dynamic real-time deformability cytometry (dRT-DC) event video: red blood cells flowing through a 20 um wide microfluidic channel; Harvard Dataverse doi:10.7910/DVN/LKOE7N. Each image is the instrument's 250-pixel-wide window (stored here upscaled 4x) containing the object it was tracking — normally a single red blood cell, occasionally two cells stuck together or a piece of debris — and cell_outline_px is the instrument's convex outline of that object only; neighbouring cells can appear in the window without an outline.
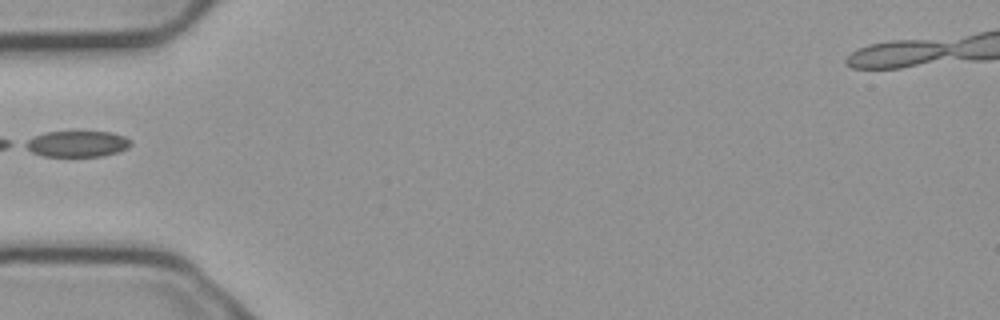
{"species": "common noctule bat (a hibernating species)", "species_latin": "Nyctalus noctula", "temperature_condition": "cold", "stored_images_in_passage": 21, "camera_frame_rate_fps": 3000, "um_per_image_px": 0.085, "animal": {"sex": "male", "body_mass_g": 23.1, "forearm_length_mm": 52.7}, "frame": {"image": 1, "passage_image": 1, "time_ms": 0.0, "image_size_px": [1000, 320], "cell_outline_px": [[132, 144], [128, 148], [116, 152], [100, 156], [44, 156], [32, 152], [20, 144], [44, 132], [112, 132], [124, 136], [132, 140]], "centroid_in_image_um": [6.56, 12.22], "position_along_channel_um": 78.4, "area_um2": 15.95}}
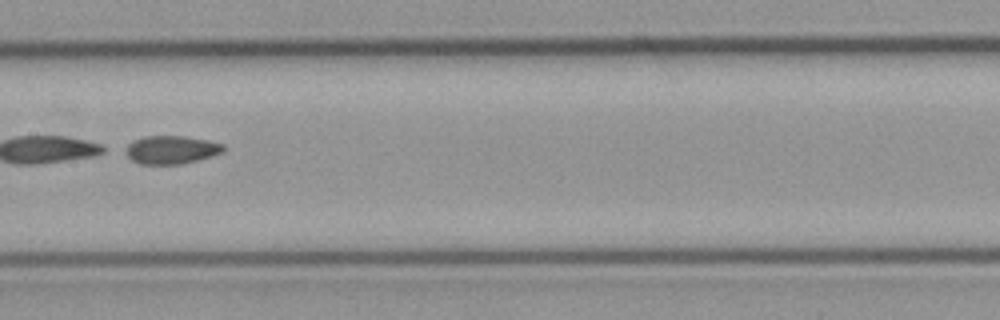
{"frame": {"image": 2, "passage_image": 10, "time_ms": 3.0, "image_size_px": [1000, 320], "cell_outline_px": [[224, 152], [196, 160], [180, 164], [140, 164], [132, 160], [120, 152], [132, 140], [144, 136], [184, 136], [208, 140], [224, 144]], "centroid_in_image_um": [14.48, 12.72], "position_along_channel_um": 192.9, "area_um2": 16.3}}